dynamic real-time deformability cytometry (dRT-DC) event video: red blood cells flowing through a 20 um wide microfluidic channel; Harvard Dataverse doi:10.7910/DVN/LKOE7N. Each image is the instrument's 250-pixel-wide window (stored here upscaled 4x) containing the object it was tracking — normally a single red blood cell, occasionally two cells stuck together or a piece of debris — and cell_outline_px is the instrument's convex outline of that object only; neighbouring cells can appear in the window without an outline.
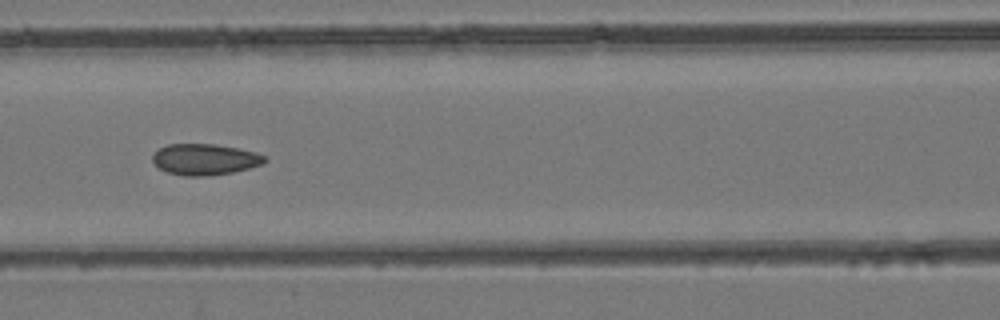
{"species": "common noctule bat (a hibernating species)", "species_latin": "Nyctalus noctula", "temperature_condition": "room temperature", "stored_images_in_passage": 29, "camera_frame_rate_fps": 3000, "um_per_image_px": 0.085, "animal": {"sex": "female", "body_mass_g": 24.6, "forearm_length_mm": 56.2}, "frame": {"image": 1, "passage_image": 24, "time_ms": 7.667, "image_size_px": [1000, 320], "cell_outline_px": [[268, 160], [260, 164], [248, 168], [232, 172], [204, 176], [184, 176], [168, 172], [160, 168], [152, 160], [152, 156], [160, 148], [168, 144], [216, 144], [256, 152], [268, 156]], "centroid_in_image_um": [17.43, 13.54], "position_along_channel_um": 149.2, "area_um2": 20.17}}
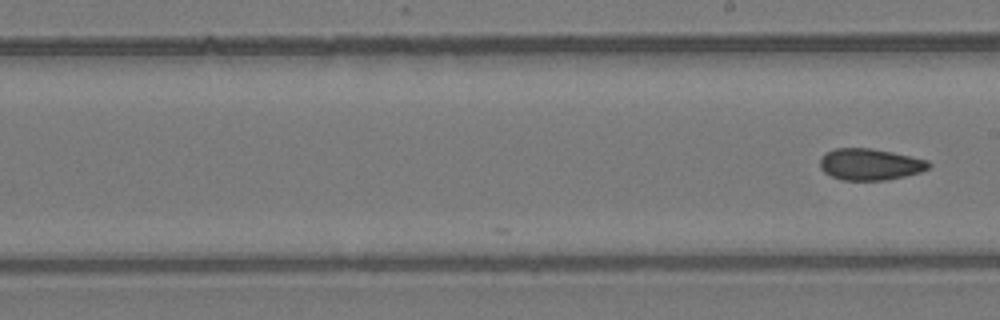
{"frame": {"image": 2, "passage_image": 29, "time_ms": 9.333, "image_size_px": [1000, 320], "cell_outline_px": [[932, 164], [928, 168], [920, 172], [904, 176], [884, 180], [844, 180], [832, 176], [824, 172], [820, 168], [820, 156], [824, 152], [836, 148], [872, 148], [892, 152], [928, 160]], "centroid_in_image_um": [73.92, 13.96], "position_along_channel_um": 215.1, "area_um2": 20.0}}